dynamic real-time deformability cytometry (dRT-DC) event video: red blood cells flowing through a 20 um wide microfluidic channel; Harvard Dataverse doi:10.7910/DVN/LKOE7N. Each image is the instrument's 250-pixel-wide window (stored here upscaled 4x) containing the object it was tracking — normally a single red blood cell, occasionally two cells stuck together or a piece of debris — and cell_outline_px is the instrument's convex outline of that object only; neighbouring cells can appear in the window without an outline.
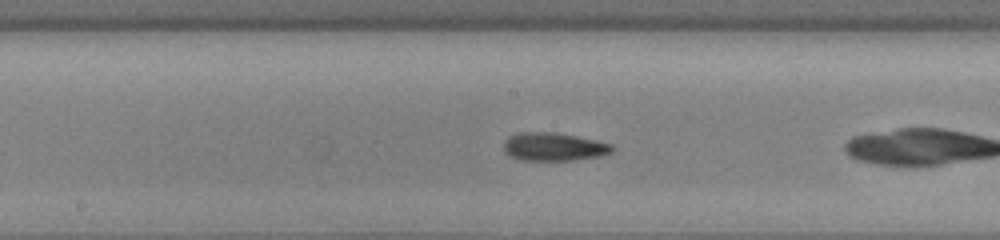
{"species": "common noctule bat (a hibernating species)", "species_latin": "Nyctalus noctula", "temperature_condition": "cold", "stored_images_in_passage": 35, "camera_frame_rate_fps": 3000, "um_per_image_px": 0.085, "animal": {"sex": "male", "body_mass_g": 13.0, "forearm_length_mm": 53.1}, "frame": {"image": 1, "passage_image": 11, "time_ms": 3.333, "image_size_px": [1000, 240], "cell_outline_px": [[616, 148], [612, 152], [600, 156], [572, 160], [520, 160], [504, 152], [504, 140], [508, 136], [516, 132], [552, 132], [576, 136], [596, 140], [612, 144]], "centroid_in_image_um": [47.06, 12.47], "position_along_channel_um": 201.1, "area_um2": 17.92}, "authors_computed_cell_mechanics": {"area_um2": 16.8198, "velocity_mm_per_s": 3.8685, "shape_relaxation_time_tau1_ms": 6.0032, "shape_relaxation_time_tau2_ms": 1.3846, "deformation_change_tau1": 0.1516, "deformation_change_tau2": 0.072}}